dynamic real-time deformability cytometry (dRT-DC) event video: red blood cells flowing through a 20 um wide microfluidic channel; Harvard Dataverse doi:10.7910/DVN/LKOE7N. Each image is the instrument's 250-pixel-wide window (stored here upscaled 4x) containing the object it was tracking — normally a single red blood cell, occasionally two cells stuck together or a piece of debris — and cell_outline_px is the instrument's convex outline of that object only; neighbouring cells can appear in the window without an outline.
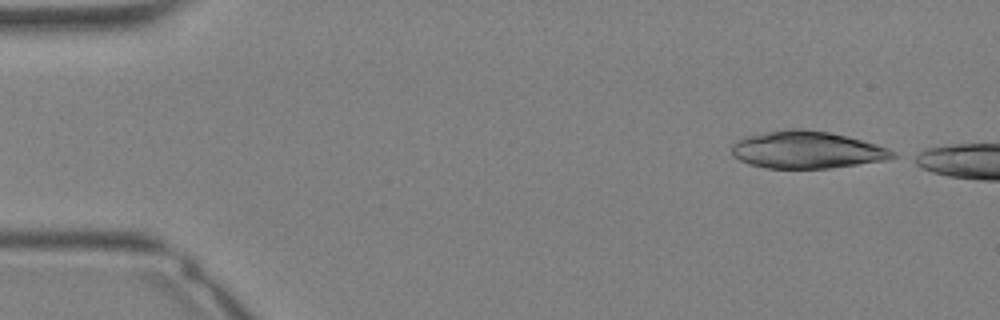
{"species": "Egyptian fruit bat (a non-hibernating species)", "species_latin": "Rousettus aegyptiacus", "temperature_condition": "warm", "stored_images_in_passage": 4, "camera_frame_rate_fps": 3000, "um_per_image_px": 0.085, "animal": {"sex": "female"}, "frame": {"image": 1, "passage_image": 1, "time_ms": 0.0, "image_size_px": [1000, 320], "cell_outline_px": [[896, 156], [884, 160], [828, 168], [764, 168], [748, 164], [732, 156], [732, 144], [736, 140], [748, 136], [764, 132], [788, 128], [804, 128], [828, 132], [848, 136], [876, 144], [888, 148], [896, 152]], "centroid_in_image_um": [68.55, 12.72], "position_along_channel_um": 16.5, "area_um2": 34.97}}